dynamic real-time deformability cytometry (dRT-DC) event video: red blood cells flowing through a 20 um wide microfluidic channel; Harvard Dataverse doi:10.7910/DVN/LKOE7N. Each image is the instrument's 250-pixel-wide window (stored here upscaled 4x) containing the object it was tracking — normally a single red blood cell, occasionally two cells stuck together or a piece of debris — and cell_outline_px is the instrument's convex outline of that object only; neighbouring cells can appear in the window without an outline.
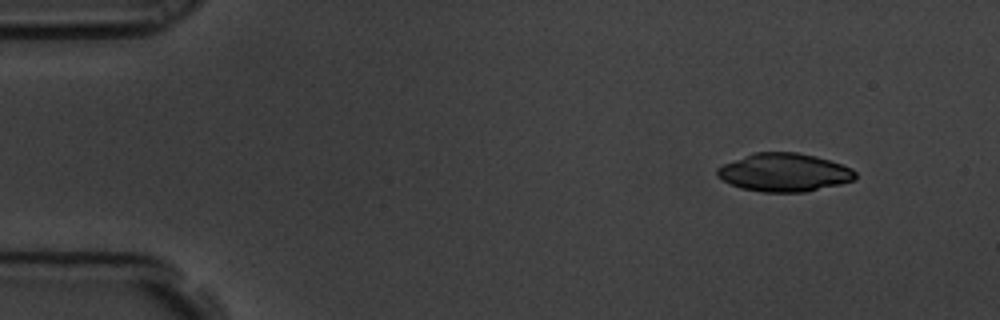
{"species": "common noctule bat (a hibernating species)", "species_latin": "Nyctalus noctula", "temperature_condition": "room temperature", "stored_images_in_passage": 5, "segment_of_instrument_passage": [1, 2], "camera_frame_rate_fps": 3000, "um_per_image_px": 0.085, "animal": {"sex": "male", "body_mass_g": 19.5, "forearm_length_mm": 54.6}, "frame": {"image": 1, "passage_image": 1, "time_ms": 0.0, "image_size_px": [1000, 320], "cell_outline_px": [[856, 180], [840, 184], [804, 192], [760, 192], [740, 188], [716, 176], [716, 168], [724, 164], [756, 152], [796, 152], [816, 156], [852, 168], [856, 172]], "centroid_in_image_um": [66.67, 14.66], "position_along_channel_um": 18.3, "area_um2": 30.63}}